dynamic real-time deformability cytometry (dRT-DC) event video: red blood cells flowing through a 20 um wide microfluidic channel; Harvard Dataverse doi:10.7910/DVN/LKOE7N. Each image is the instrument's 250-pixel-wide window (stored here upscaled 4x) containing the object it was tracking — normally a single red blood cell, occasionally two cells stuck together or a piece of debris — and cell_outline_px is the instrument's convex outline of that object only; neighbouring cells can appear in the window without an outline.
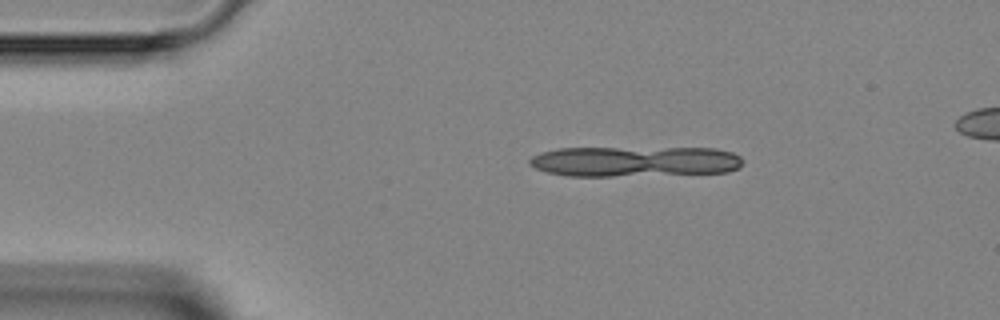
{"species": "Egyptian fruit bat (a non-hibernating species)", "species_latin": "Rousettus aegyptiacus", "temperature_condition": "room temperature", "stored_images_in_passage": 3, "camera_frame_rate_fps": 3000, "um_per_image_px": 0.085, "animal": {"sex": "female"}, "frame": {"image": 1, "passage_image": 1, "time_ms": 0.0, "image_size_px": [1000, 320], "cell_outline_px": [[744, 160], [740, 168], [728, 172], [612, 176], [568, 176], [548, 172], [536, 168], [528, 164], [528, 160], [532, 156], [540, 152], [560, 148], [716, 148], [732, 152], [740, 156]], "centroid_in_image_um": [53.97, 13.71], "position_along_channel_um": 31.0, "area_um2": 37.97}}